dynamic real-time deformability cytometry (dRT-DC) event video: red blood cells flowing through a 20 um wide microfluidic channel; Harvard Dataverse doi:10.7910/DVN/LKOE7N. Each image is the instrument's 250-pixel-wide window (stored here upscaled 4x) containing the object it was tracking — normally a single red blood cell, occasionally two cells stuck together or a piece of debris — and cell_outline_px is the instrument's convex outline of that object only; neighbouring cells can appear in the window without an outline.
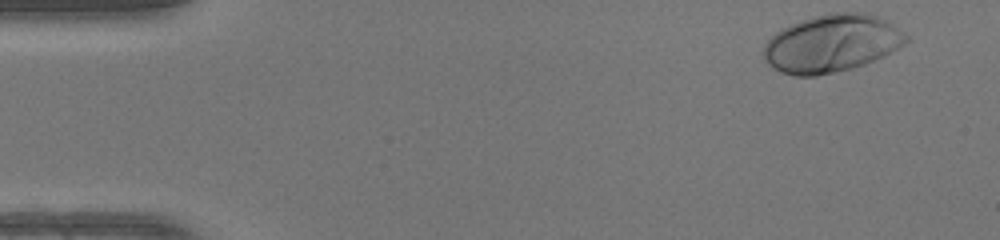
{"species": "human", "species_latin": "Homo sapiens", "temperature_condition": "warm", "stored_images_in_passage": 47, "camera_frame_rate_fps": 3000, "um_per_image_px": 0.085, "donor": {"sex": "female"}, "frame": {"image": 1, "passage_image": 1, "time_ms": 0.0, "image_size_px": [1000, 240], "cell_outline_px": [[912, 40], [884, 56], [864, 64], [852, 68], [816, 76], [796, 76], [780, 72], [768, 64], [764, 60], [764, 44], [776, 32], [800, 20], [812, 16], [828, 12], [864, 12], [880, 16], [904, 32]], "centroid_in_image_um": [70.72, 3.68], "position_along_channel_um": 14.3, "area_um2": 48.09}}
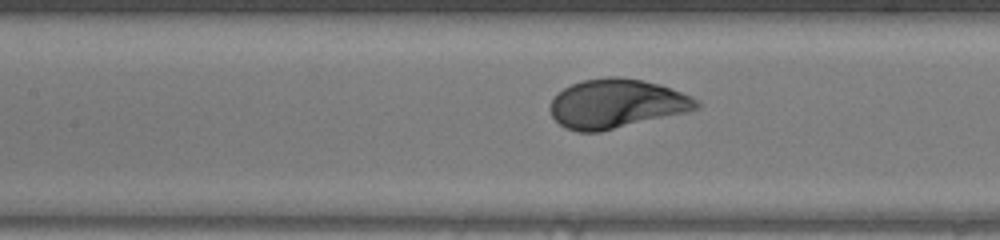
{"frame": {"image": 2, "passage_image": 20, "time_ms": 6.333, "image_size_px": [1000, 240], "cell_outline_px": [[700, 108], [688, 112], [600, 132], [576, 132], [564, 128], [552, 116], [548, 108], [552, 100], [564, 88], [572, 84], [584, 80], [608, 76], [616, 76], [644, 80], [660, 84], [692, 96], [700, 104]], "centroid_in_image_um": [52.41, 8.82], "position_along_channel_um": 155.0, "area_um2": 42.08}}
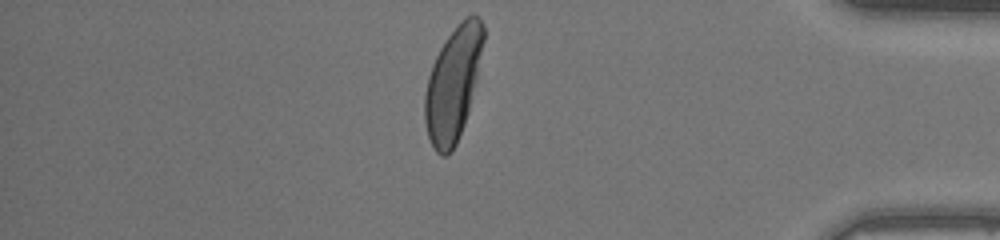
{"frame": {"image": 3, "passage_image": 40, "time_ms": 13.0, "image_size_px": [1000, 240], "cell_outline_px": [[484, 40], [468, 112], [464, 124], [456, 144], [444, 156], [440, 156], [436, 152], [428, 136], [424, 120], [424, 96], [428, 76], [432, 64], [440, 48], [448, 36], [472, 12], [480, 16], [484, 24]], "centroid_in_image_um": [38.49, 7.12], "position_along_channel_um": 396.7, "area_um2": 38.21}, "authors_computed_cell_mechanics": {"area_um2": 41.7316, "velocity_mm_per_s": 4.1307, "shape_relaxation_time_tau1_ms": 1.997, "shape_relaxation_time_tau2_ms": null, "deformation_change_tau1": 0.1785, "deformation_change_tau2": null}}